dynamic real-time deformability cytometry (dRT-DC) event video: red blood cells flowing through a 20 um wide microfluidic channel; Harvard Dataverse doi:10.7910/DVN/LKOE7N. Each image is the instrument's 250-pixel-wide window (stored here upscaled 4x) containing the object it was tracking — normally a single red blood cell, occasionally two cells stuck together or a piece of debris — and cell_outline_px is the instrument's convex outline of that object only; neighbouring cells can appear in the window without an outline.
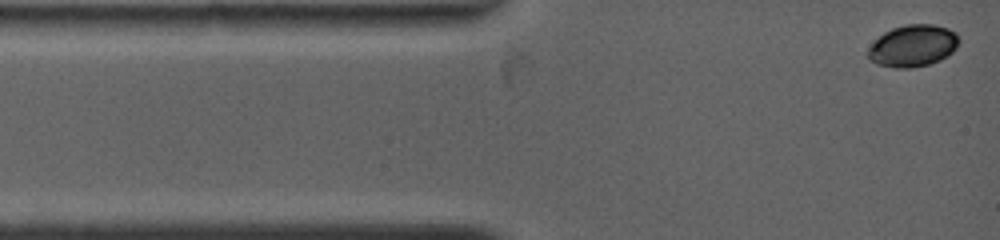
{"species": "common noctule bat (a hibernating species)", "species_latin": "Nyctalus noctula", "temperature_condition": "warm", "stored_images_in_passage": 48, "camera_frame_rate_fps": 4500, "um_per_image_px": 0.085, "animal": {"sex": "female", "body_mass_g": 19.0, "forearm_length_mm": 53.3}, "frame": {"image": 1, "passage_image": 1, "time_ms": 0.0, "image_size_px": [1000, 240], "cell_outline_px": [[960, 40], [956, 48], [948, 56], [940, 60], [928, 64], [912, 68], [896, 68], [876, 64], [868, 56], [868, 48], [884, 32], [892, 28], [904, 24], [932, 24], [948, 28], [956, 32]], "centroid_in_image_um": [77.62, 3.88], "position_along_channel_um": 7.4, "area_um2": 22.25}}
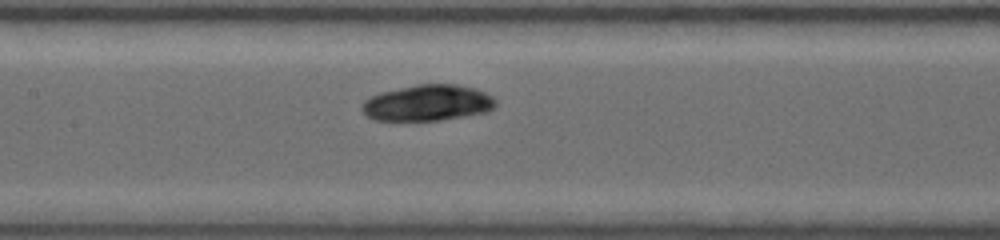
{"frame": {"image": 2, "passage_image": 21, "time_ms": 5.556, "image_size_px": [1000, 240], "cell_outline_px": [[496, 104], [488, 112], [440, 120], [376, 120], [368, 116], [360, 108], [364, 100], [380, 92], [416, 84], [456, 84], [472, 88], [484, 92], [492, 96], [496, 100]], "centroid_in_image_um": [36.35, 8.74], "position_along_channel_um": 171.1, "area_um2": 27.98}}
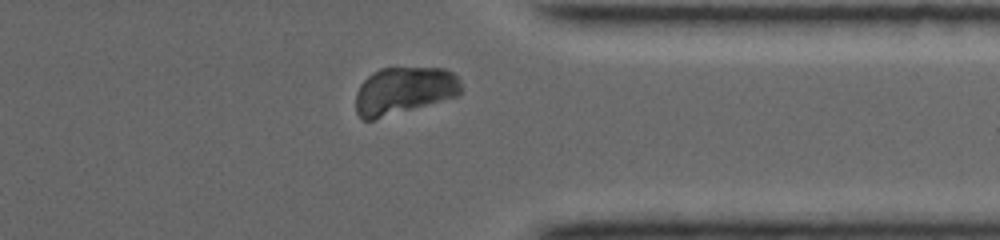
{"frame": {"image": 3, "passage_image": 41, "time_ms": 11.111, "image_size_px": [1000, 240], "cell_outline_px": [[460, 96], [372, 120], [364, 120], [356, 112], [356, 92], [360, 84], [372, 72], [380, 68], [444, 68], [452, 72], [460, 80]], "centroid_in_image_um": [34.33, 7.7], "position_along_channel_um": 377.1, "area_um2": 29.07}, "authors_computed_cell_mechanics": {"area_um2": 28.1486, "velocity_mm_per_s": 3.7787, "shape_relaxation_time_tau1_ms": 5.2536, "shape_relaxation_time_tau2_ms": null, "deformation_change_tau1": null, "deformation_change_tau2": null}}